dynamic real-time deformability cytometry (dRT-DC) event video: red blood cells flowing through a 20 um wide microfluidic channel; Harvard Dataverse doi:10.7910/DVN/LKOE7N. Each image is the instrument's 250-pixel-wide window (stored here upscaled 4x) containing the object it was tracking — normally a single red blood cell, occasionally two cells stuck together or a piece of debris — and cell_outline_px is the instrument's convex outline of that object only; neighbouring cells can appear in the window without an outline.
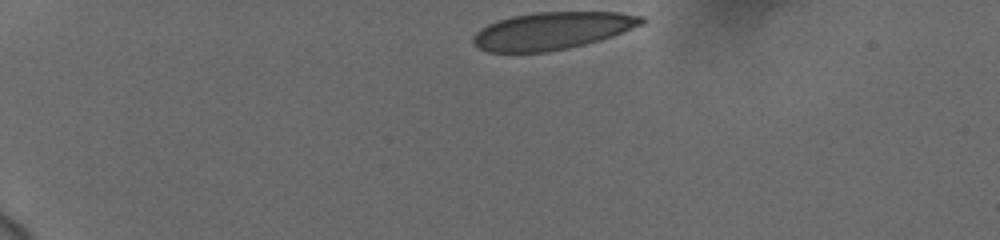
{"species": "human", "species_latin": "Homo sapiens", "temperature_condition": "cold", "stored_images_in_passage": 38, "camera_frame_rate_fps": 3000, "um_per_image_px": 0.085, "donor": {"sex": "female"}, "frame": {"image": 1, "passage_image": 1, "time_ms": 0.0, "image_size_px": [1000, 240], "cell_outline_px": [[648, 20], [644, 24], [612, 36], [600, 40], [568, 48], [548, 52], [488, 52], [472, 44], [472, 36], [476, 32], [488, 24], [512, 16], [536, 12], [620, 12], [644, 16]], "centroid_in_image_um": [46.97, 2.61], "position_along_channel_um": 38.0, "area_um2": 36.82}}
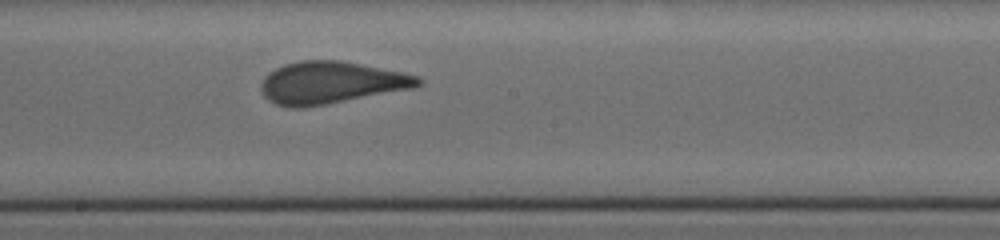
{"frame": {"image": 2, "passage_image": 22, "time_ms": 7.0, "image_size_px": [1000, 240], "cell_outline_px": [[424, 80], [420, 84], [412, 88], [324, 104], [300, 108], [292, 108], [276, 104], [268, 100], [264, 96], [260, 88], [260, 84], [264, 76], [268, 72], [284, 64], [300, 60], [340, 60], [404, 72], [420, 76]], "centroid_in_image_um": [28.1, 7.01], "position_along_channel_um": 220.1, "area_um2": 38.49}}
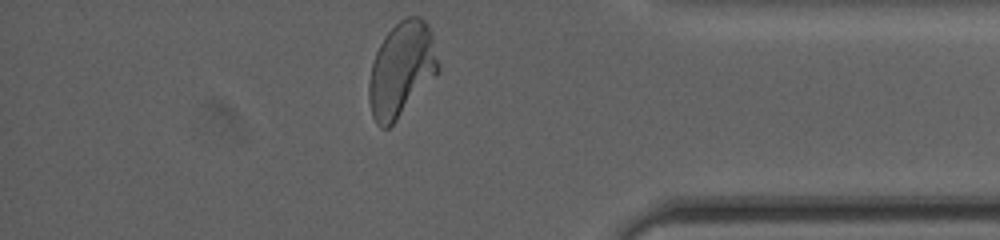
{"frame": {"image": 3, "passage_image": 38, "time_ms": 12.333, "image_size_px": [1000, 240], "cell_outline_px": [[440, 72], [396, 120], [388, 128], [380, 128], [376, 124], [372, 116], [368, 100], [368, 84], [372, 64], [376, 52], [384, 36], [404, 16], [420, 16], [424, 20], [432, 32], [440, 64]], "centroid_in_image_um": [34.14, 5.9], "position_along_channel_um": 401.1, "area_um2": 38.55}, "authors_computed_cell_mechanics": {"area_um2": 38.148, "velocity_mm_per_s": 3.6923, "shape_relaxation_time_tau1_ms": 6.4146, "shape_relaxation_time_tau2_ms": null, "deformation_change_tau1": 0.1861, "deformation_change_tau2": null}}